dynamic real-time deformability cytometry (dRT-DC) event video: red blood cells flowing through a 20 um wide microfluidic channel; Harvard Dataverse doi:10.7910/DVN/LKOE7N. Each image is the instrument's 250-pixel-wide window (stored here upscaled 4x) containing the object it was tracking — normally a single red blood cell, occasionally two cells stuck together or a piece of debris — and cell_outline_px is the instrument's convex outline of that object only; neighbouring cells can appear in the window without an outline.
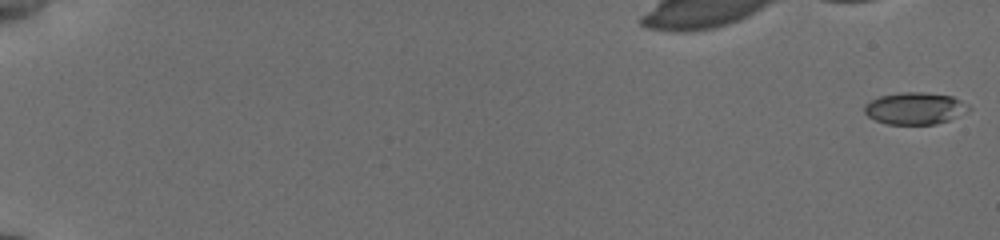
{"species": "common noctule bat (a hibernating species)", "species_latin": "Nyctalus noctula", "temperature_condition": "cold", "stored_images_in_passage": 56, "camera_frame_rate_fps": 3000, "um_per_image_px": 0.085, "animal": {"sex": "female", "body_mass_g": 19.5, "forearm_length_mm": 54.1}, "frame": {"image": 1, "passage_image": 1, "time_ms": 0.0, "image_size_px": [1000, 240], "cell_outline_px": [[972, 108], [948, 120], [936, 124], [888, 124], [876, 120], [868, 116], [864, 112], [864, 104], [880, 96], [900, 92], [924, 92], [952, 96], [968, 104]], "centroid_in_image_um": [77.76, 9.2], "position_along_channel_um": 7.2, "area_um2": 19.31}}